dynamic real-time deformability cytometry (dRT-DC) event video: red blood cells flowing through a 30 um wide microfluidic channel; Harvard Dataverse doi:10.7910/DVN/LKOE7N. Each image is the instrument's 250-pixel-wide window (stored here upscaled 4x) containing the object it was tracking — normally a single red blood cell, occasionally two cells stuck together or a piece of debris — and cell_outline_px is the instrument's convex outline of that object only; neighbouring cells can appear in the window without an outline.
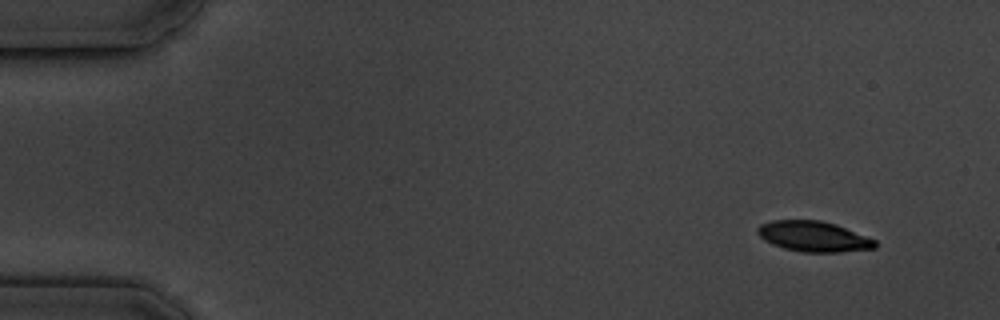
{"species": "common noctule bat (a hibernating species)", "species_latin": "Nyctalus noctula", "temperature_condition": "cold", "stored_images_in_passage": 4, "camera_frame_rate_fps": 3000, "um_per_image_px": 0.085, "animal": {"sex": "male", "body_mass_g": 19.5, "forearm_length_mm": 54.6}, "frame": {"image": 1, "passage_image": 1, "time_ms": 0.0, "image_size_px": [1000, 320], "cell_outline_px": [[876, 248], [840, 252], [800, 252], [784, 248], [772, 244], [764, 240], [756, 232], [756, 228], [760, 224], [772, 220], [820, 220], [836, 224], [876, 240]], "centroid_in_image_um": [69.13, 20.09], "position_along_channel_um": 15.9, "area_um2": 20.92}}
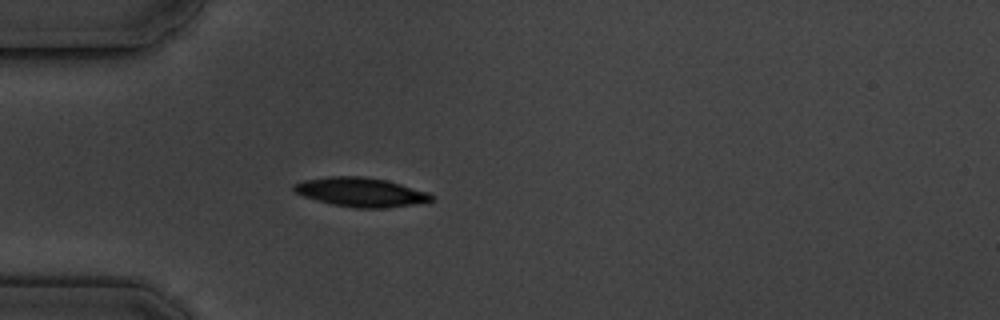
{"frame": {"image": 2, "passage_image": 4, "time_ms": 4.0, "image_size_px": [1000, 320], "cell_outline_px": [[436, 196], [428, 204], [384, 208], [356, 208], [332, 204], [316, 200], [304, 196], [296, 192], [292, 188], [292, 184], [304, 180], [328, 176], [364, 176], [384, 180], [400, 184], [428, 192]], "centroid_in_image_um": [30.73, 16.34], "position_along_channel_um": 54.3, "area_um2": 23.64}}